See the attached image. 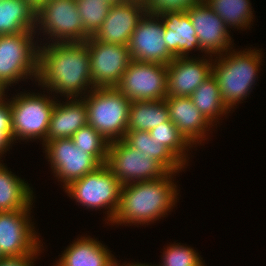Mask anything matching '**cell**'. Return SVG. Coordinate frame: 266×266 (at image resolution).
<instances>
[{"label":"cell","mask_w":266,"mask_h":266,"mask_svg":"<svg viewBox=\"0 0 266 266\" xmlns=\"http://www.w3.org/2000/svg\"><path fill=\"white\" fill-rule=\"evenodd\" d=\"M71 139L76 148L87 151L101 165L106 164L110 142L91 125L81 127Z\"/></svg>","instance_id":"29"},{"label":"cell","mask_w":266,"mask_h":266,"mask_svg":"<svg viewBox=\"0 0 266 266\" xmlns=\"http://www.w3.org/2000/svg\"><path fill=\"white\" fill-rule=\"evenodd\" d=\"M121 184L106 164L64 188L73 198L87 209H108L107 220L112 222L120 204Z\"/></svg>","instance_id":"6"},{"label":"cell","mask_w":266,"mask_h":266,"mask_svg":"<svg viewBox=\"0 0 266 266\" xmlns=\"http://www.w3.org/2000/svg\"><path fill=\"white\" fill-rule=\"evenodd\" d=\"M54 266H62V265H60V264L57 262V264H55Z\"/></svg>","instance_id":"40"},{"label":"cell","mask_w":266,"mask_h":266,"mask_svg":"<svg viewBox=\"0 0 266 266\" xmlns=\"http://www.w3.org/2000/svg\"><path fill=\"white\" fill-rule=\"evenodd\" d=\"M190 98L196 108L212 125L221 115L223 116V114H228L231 111L222 100L217 80L213 75L205 80Z\"/></svg>","instance_id":"26"},{"label":"cell","mask_w":266,"mask_h":266,"mask_svg":"<svg viewBox=\"0 0 266 266\" xmlns=\"http://www.w3.org/2000/svg\"><path fill=\"white\" fill-rule=\"evenodd\" d=\"M0 162V212L24 210L33 205V190Z\"/></svg>","instance_id":"22"},{"label":"cell","mask_w":266,"mask_h":266,"mask_svg":"<svg viewBox=\"0 0 266 266\" xmlns=\"http://www.w3.org/2000/svg\"><path fill=\"white\" fill-rule=\"evenodd\" d=\"M174 174L122 185L119 208L111 224L148 225L166 216L178 198L177 186L172 182Z\"/></svg>","instance_id":"2"},{"label":"cell","mask_w":266,"mask_h":266,"mask_svg":"<svg viewBox=\"0 0 266 266\" xmlns=\"http://www.w3.org/2000/svg\"><path fill=\"white\" fill-rule=\"evenodd\" d=\"M101 1L105 2L106 4L112 7L114 5L121 4L125 0H101Z\"/></svg>","instance_id":"37"},{"label":"cell","mask_w":266,"mask_h":266,"mask_svg":"<svg viewBox=\"0 0 266 266\" xmlns=\"http://www.w3.org/2000/svg\"><path fill=\"white\" fill-rule=\"evenodd\" d=\"M31 207L0 212V253L3 257L39 255L42 245L30 222Z\"/></svg>","instance_id":"12"},{"label":"cell","mask_w":266,"mask_h":266,"mask_svg":"<svg viewBox=\"0 0 266 266\" xmlns=\"http://www.w3.org/2000/svg\"><path fill=\"white\" fill-rule=\"evenodd\" d=\"M154 266V265H147V264H141V263H138V264H127V265H125V264H122L121 266ZM115 266H120L118 263H117V261H116V264H115ZM156 266V265H155Z\"/></svg>","instance_id":"38"},{"label":"cell","mask_w":266,"mask_h":266,"mask_svg":"<svg viewBox=\"0 0 266 266\" xmlns=\"http://www.w3.org/2000/svg\"><path fill=\"white\" fill-rule=\"evenodd\" d=\"M35 32L0 35V86L4 90L28 76L37 80L39 46L33 41Z\"/></svg>","instance_id":"5"},{"label":"cell","mask_w":266,"mask_h":266,"mask_svg":"<svg viewBox=\"0 0 266 266\" xmlns=\"http://www.w3.org/2000/svg\"><path fill=\"white\" fill-rule=\"evenodd\" d=\"M163 34L164 24L160 16L146 12L127 45L131 60L169 64L175 56L168 50Z\"/></svg>","instance_id":"14"},{"label":"cell","mask_w":266,"mask_h":266,"mask_svg":"<svg viewBox=\"0 0 266 266\" xmlns=\"http://www.w3.org/2000/svg\"><path fill=\"white\" fill-rule=\"evenodd\" d=\"M116 88L130 101L167 98V65L131 60Z\"/></svg>","instance_id":"10"},{"label":"cell","mask_w":266,"mask_h":266,"mask_svg":"<svg viewBox=\"0 0 266 266\" xmlns=\"http://www.w3.org/2000/svg\"><path fill=\"white\" fill-rule=\"evenodd\" d=\"M5 90L0 86V98L4 96Z\"/></svg>","instance_id":"39"},{"label":"cell","mask_w":266,"mask_h":266,"mask_svg":"<svg viewBox=\"0 0 266 266\" xmlns=\"http://www.w3.org/2000/svg\"><path fill=\"white\" fill-rule=\"evenodd\" d=\"M203 0H144L146 11L160 14L164 11L187 10Z\"/></svg>","instance_id":"32"},{"label":"cell","mask_w":266,"mask_h":266,"mask_svg":"<svg viewBox=\"0 0 266 266\" xmlns=\"http://www.w3.org/2000/svg\"><path fill=\"white\" fill-rule=\"evenodd\" d=\"M58 263L62 266H115L116 259L100 241L80 237L64 250Z\"/></svg>","instance_id":"21"},{"label":"cell","mask_w":266,"mask_h":266,"mask_svg":"<svg viewBox=\"0 0 266 266\" xmlns=\"http://www.w3.org/2000/svg\"><path fill=\"white\" fill-rule=\"evenodd\" d=\"M164 24V41L175 57H188L199 50V42L191 19L185 10L164 11L158 14Z\"/></svg>","instance_id":"19"},{"label":"cell","mask_w":266,"mask_h":266,"mask_svg":"<svg viewBox=\"0 0 266 266\" xmlns=\"http://www.w3.org/2000/svg\"><path fill=\"white\" fill-rule=\"evenodd\" d=\"M87 124V107L81 96L79 99L69 98L65 103L56 101L50 117L46 143L56 139L72 138L81 127Z\"/></svg>","instance_id":"20"},{"label":"cell","mask_w":266,"mask_h":266,"mask_svg":"<svg viewBox=\"0 0 266 266\" xmlns=\"http://www.w3.org/2000/svg\"><path fill=\"white\" fill-rule=\"evenodd\" d=\"M204 2L230 26L246 28L253 22L252 7L249 0H204ZM239 27V28H238Z\"/></svg>","instance_id":"27"},{"label":"cell","mask_w":266,"mask_h":266,"mask_svg":"<svg viewBox=\"0 0 266 266\" xmlns=\"http://www.w3.org/2000/svg\"><path fill=\"white\" fill-rule=\"evenodd\" d=\"M39 24V25H38ZM36 27L54 43L85 42L76 0H49L36 11ZM44 28V30H43Z\"/></svg>","instance_id":"8"},{"label":"cell","mask_w":266,"mask_h":266,"mask_svg":"<svg viewBox=\"0 0 266 266\" xmlns=\"http://www.w3.org/2000/svg\"><path fill=\"white\" fill-rule=\"evenodd\" d=\"M37 255H23L20 257H2L0 266H33Z\"/></svg>","instance_id":"34"},{"label":"cell","mask_w":266,"mask_h":266,"mask_svg":"<svg viewBox=\"0 0 266 266\" xmlns=\"http://www.w3.org/2000/svg\"><path fill=\"white\" fill-rule=\"evenodd\" d=\"M44 147L51 169L63 182V188L101 166L87 151L76 148L71 138L51 140Z\"/></svg>","instance_id":"13"},{"label":"cell","mask_w":266,"mask_h":266,"mask_svg":"<svg viewBox=\"0 0 266 266\" xmlns=\"http://www.w3.org/2000/svg\"><path fill=\"white\" fill-rule=\"evenodd\" d=\"M106 165L121 185L155 180L169 172L160 162L138 152L123 139L109 144Z\"/></svg>","instance_id":"9"},{"label":"cell","mask_w":266,"mask_h":266,"mask_svg":"<svg viewBox=\"0 0 266 266\" xmlns=\"http://www.w3.org/2000/svg\"><path fill=\"white\" fill-rule=\"evenodd\" d=\"M261 54V50L251 48L239 52L233 49V52L229 50L228 54L219 55L216 57L219 59L213 62L212 75L217 80L222 100L229 110L243 101L252 90L262 64Z\"/></svg>","instance_id":"3"},{"label":"cell","mask_w":266,"mask_h":266,"mask_svg":"<svg viewBox=\"0 0 266 266\" xmlns=\"http://www.w3.org/2000/svg\"><path fill=\"white\" fill-rule=\"evenodd\" d=\"M196 59L175 57L167 64V97H190L212 75L213 60Z\"/></svg>","instance_id":"17"},{"label":"cell","mask_w":266,"mask_h":266,"mask_svg":"<svg viewBox=\"0 0 266 266\" xmlns=\"http://www.w3.org/2000/svg\"><path fill=\"white\" fill-rule=\"evenodd\" d=\"M12 142L13 131H0V157L10 148Z\"/></svg>","instance_id":"35"},{"label":"cell","mask_w":266,"mask_h":266,"mask_svg":"<svg viewBox=\"0 0 266 266\" xmlns=\"http://www.w3.org/2000/svg\"><path fill=\"white\" fill-rule=\"evenodd\" d=\"M85 43L88 47L93 87H116L131 61L128 46L100 42L93 36Z\"/></svg>","instance_id":"11"},{"label":"cell","mask_w":266,"mask_h":266,"mask_svg":"<svg viewBox=\"0 0 266 266\" xmlns=\"http://www.w3.org/2000/svg\"><path fill=\"white\" fill-rule=\"evenodd\" d=\"M158 266H205L196 250L180 244L167 246Z\"/></svg>","instance_id":"31"},{"label":"cell","mask_w":266,"mask_h":266,"mask_svg":"<svg viewBox=\"0 0 266 266\" xmlns=\"http://www.w3.org/2000/svg\"><path fill=\"white\" fill-rule=\"evenodd\" d=\"M123 140L148 158L160 162L169 172L177 173L184 168V164L162 143L151 137L149 131H127Z\"/></svg>","instance_id":"24"},{"label":"cell","mask_w":266,"mask_h":266,"mask_svg":"<svg viewBox=\"0 0 266 266\" xmlns=\"http://www.w3.org/2000/svg\"><path fill=\"white\" fill-rule=\"evenodd\" d=\"M47 95L23 93L12 97L11 120L13 141L39 139L46 144L50 117L55 105Z\"/></svg>","instance_id":"7"},{"label":"cell","mask_w":266,"mask_h":266,"mask_svg":"<svg viewBox=\"0 0 266 266\" xmlns=\"http://www.w3.org/2000/svg\"><path fill=\"white\" fill-rule=\"evenodd\" d=\"M186 12L196 31L201 52L205 51L208 55L211 54L212 58V54L219 56V54L223 55V52L225 54L232 49L230 46L233 41H231L230 31L227 30L224 20L204 0L192 5Z\"/></svg>","instance_id":"15"},{"label":"cell","mask_w":266,"mask_h":266,"mask_svg":"<svg viewBox=\"0 0 266 266\" xmlns=\"http://www.w3.org/2000/svg\"><path fill=\"white\" fill-rule=\"evenodd\" d=\"M83 97L88 124L110 143L124 139L131 101L116 87H98Z\"/></svg>","instance_id":"4"},{"label":"cell","mask_w":266,"mask_h":266,"mask_svg":"<svg viewBox=\"0 0 266 266\" xmlns=\"http://www.w3.org/2000/svg\"><path fill=\"white\" fill-rule=\"evenodd\" d=\"M150 136L168 148L184 165H186V150L192 145L179 132L176 125L168 121L154 127L149 131ZM188 147V148H187Z\"/></svg>","instance_id":"28"},{"label":"cell","mask_w":266,"mask_h":266,"mask_svg":"<svg viewBox=\"0 0 266 266\" xmlns=\"http://www.w3.org/2000/svg\"><path fill=\"white\" fill-rule=\"evenodd\" d=\"M165 100L169 119L176 125L179 132L191 145L199 142L201 144V141L206 139V131L214 125L201 114L190 97H167Z\"/></svg>","instance_id":"18"},{"label":"cell","mask_w":266,"mask_h":266,"mask_svg":"<svg viewBox=\"0 0 266 266\" xmlns=\"http://www.w3.org/2000/svg\"><path fill=\"white\" fill-rule=\"evenodd\" d=\"M146 12L144 0H125L114 5L93 37L100 42L128 45L131 34Z\"/></svg>","instance_id":"16"},{"label":"cell","mask_w":266,"mask_h":266,"mask_svg":"<svg viewBox=\"0 0 266 266\" xmlns=\"http://www.w3.org/2000/svg\"><path fill=\"white\" fill-rule=\"evenodd\" d=\"M2 96L0 98V131H13L12 120H11V103L10 101L4 100Z\"/></svg>","instance_id":"33"},{"label":"cell","mask_w":266,"mask_h":266,"mask_svg":"<svg viewBox=\"0 0 266 266\" xmlns=\"http://www.w3.org/2000/svg\"><path fill=\"white\" fill-rule=\"evenodd\" d=\"M35 11L49 0H25Z\"/></svg>","instance_id":"36"},{"label":"cell","mask_w":266,"mask_h":266,"mask_svg":"<svg viewBox=\"0 0 266 266\" xmlns=\"http://www.w3.org/2000/svg\"><path fill=\"white\" fill-rule=\"evenodd\" d=\"M169 120L166 100L131 101L127 131H150Z\"/></svg>","instance_id":"25"},{"label":"cell","mask_w":266,"mask_h":266,"mask_svg":"<svg viewBox=\"0 0 266 266\" xmlns=\"http://www.w3.org/2000/svg\"><path fill=\"white\" fill-rule=\"evenodd\" d=\"M87 38L94 36L107 17L111 6L101 0H76Z\"/></svg>","instance_id":"30"},{"label":"cell","mask_w":266,"mask_h":266,"mask_svg":"<svg viewBox=\"0 0 266 266\" xmlns=\"http://www.w3.org/2000/svg\"><path fill=\"white\" fill-rule=\"evenodd\" d=\"M36 11L25 0L0 1V35L36 31Z\"/></svg>","instance_id":"23"},{"label":"cell","mask_w":266,"mask_h":266,"mask_svg":"<svg viewBox=\"0 0 266 266\" xmlns=\"http://www.w3.org/2000/svg\"><path fill=\"white\" fill-rule=\"evenodd\" d=\"M47 44L38 50V85L51 92L62 93L67 99L78 98L82 93L85 96L87 88L90 91L94 89L85 42Z\"/></svg>","instance_id":"1"}]
</instances>
